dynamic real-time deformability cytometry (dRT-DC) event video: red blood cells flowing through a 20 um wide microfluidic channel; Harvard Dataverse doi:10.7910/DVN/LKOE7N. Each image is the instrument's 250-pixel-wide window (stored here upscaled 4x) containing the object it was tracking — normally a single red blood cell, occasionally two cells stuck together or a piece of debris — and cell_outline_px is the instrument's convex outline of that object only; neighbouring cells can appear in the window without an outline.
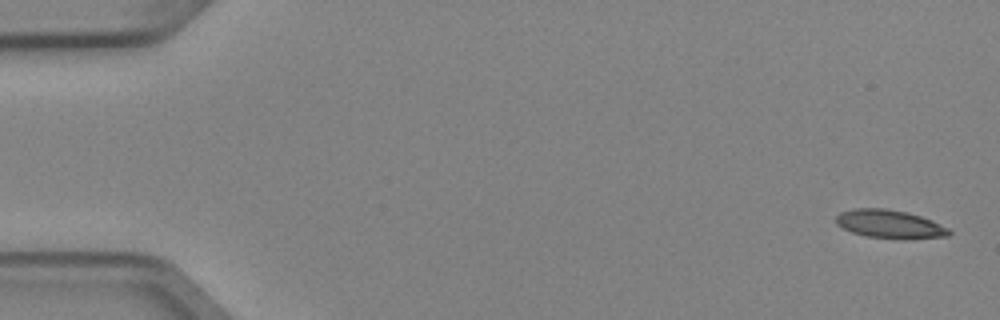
{"species": "Egyptian fruit bat (a non-hibernating species)", "species_latin": "Rousettus aegyptiacus", "temperature_condition": "cold", "stored_images_in_passage": 8, "camera_frame_rate_fps": 3000, "um_per_image_px": 0.085, "animal": {"sex": "female"}, "frame": {"image": 1, "passage_image": 1, "time_ms": 0.0, "image_size_px": [1000, 320], "cell_outline_px": [[952, 232], [948, 236], [908, 240], [868, 236], [852, 232], [836, 224], [836, 216], [840, 212], [856, 208], [884, 208], [908, 212], [932, 220], [948, 228]], "centroid_in_image_um": [75.66, 19.05], "position_along_channel_um": 9.3, "area_um2": 18.79}}
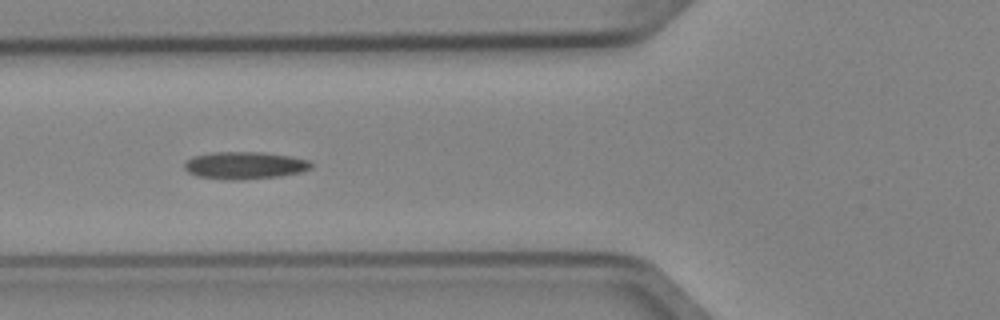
{"frame": {"image": 2, "passage_image": 6, "time_ms": 1.667, "image_size_px": [1000, 320], "cell_outline_px": [[312, 168], [300, 172], [276, 176], [240, 180], [232, 180], [196, 176], [188, 172], [184, 168], [184, 164], [192, 156], [212, 152], [264, 152], [292, 156], [308, 160], [312, 164]], "centroid_in_image_um": [20.79, 14.05], "position_along_channel_um": 105.0, "area_um2": 20.17}}
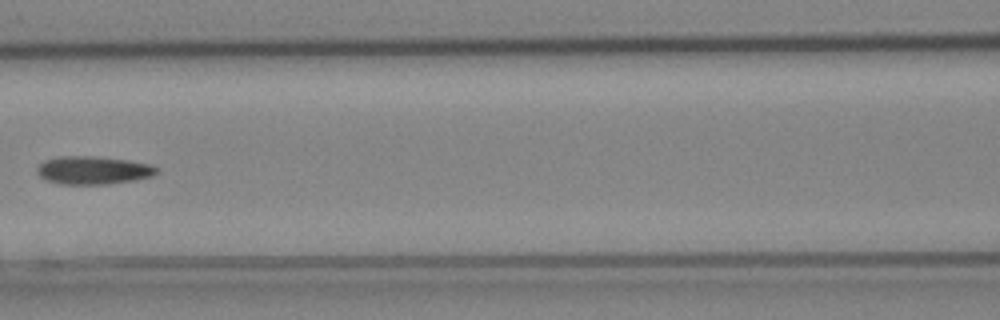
{"frame": {"image": 3, "passage_image": 7, "time_ms": 2.0, "image_size_px": [1000, 320], "cell_outline_px": [[160, 172], [152, 176], [136, 180], [108, 184], [60, 184], [48, 180], [40, 176], [36, 172], [36, 168], [44, 160], [60, 156], [92, 156], [128, 160], [152, 164], [160, 168]], "centroid_in_image_um": [7.97, 14.47], "position_along_channel_um": 158.6, "area_um2": 19.77}}